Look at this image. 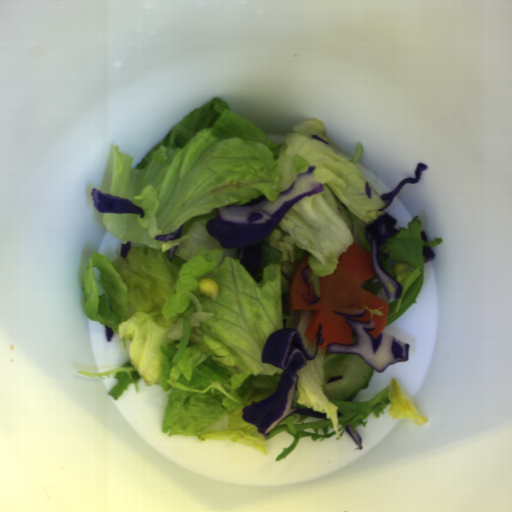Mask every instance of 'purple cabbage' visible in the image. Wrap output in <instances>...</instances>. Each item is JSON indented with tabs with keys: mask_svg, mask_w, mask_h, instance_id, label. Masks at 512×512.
Returning a JSON list of instances; mask_svg holds the SVG:
<instances>
[{
	"mask_svg": "<svg viewBox=\"0 0 512 512\" xmlns=\"http://www.w3.org/2000/svg\"><path fill=\"white\" fill-rule=\"evenodd\" d=\"M315 167L308 165L307 170L297 173L275 201L258 195L245 205L216 208L215 215L207 220L208 236L217 239L221 247L238 248L237 259L250 277L259 273L263 244L284 216L305 197L323 193V184L313 175Z\"/></svg>",
	"mask_w": 512,
	"mask_h": 512,
	"instance_id": "1",
	"label": "purple cabbage"
},
{
	"mask_svg": "<svg viewBox=\"0 0 512 512\" xmlns=\"http://www.w3.org/2000/svg\"><path fill=\"white\" fill-rule=\"evenodd\" d=\"M317 310H298L297 329L288 328L284 318V329L271 331L261 350V362L281 368V379L272 394L261 401L243 408L244 421L256 426L265 437L291 414L324 417L310 409H297L293 406L299 376L297 371L313 360L319 345L324 343L323 328L319 322L315 338L316 345L306 336L307 327Z\"/></svg>",
	"mask_w": 512,
	"mask_h": 512,
	"instance_id": "2",
	"label": "purple cabbage"
},
{
	"mask_svg": "<svg viewBox=\"0 0 512 512\" xmlns=\"http://www.w3.org/2000/svg\"><path fill=\"white\" fill-rule=\"evenodd\" d=\"M367 310L360 315H343L333 312L342 317L347 326L352 330L351 344H327L325 354L330 353H352L361 356L372 369L383 373L391 365L408 361L410 346L408 342L397 339L389 333L381 332L376 338L369 332L375 329L372 321L359 322L352 319H361Z\"/></svg>",
	"mask_w": 512,
	"mask_h": 512,
	"instance_id": "3",
	"label": "purple cabbage"
},
{
	"mask_svg": "<svg viewBox=\"0 0 512 512\" xmlns=\"http://www.w3.org/2000/svg\"><path fill=\"white\" fill-rule=\"evenodd\" d=\"M397 220L389 213L381 215L376 221L365 227V236L371 244L373 268L380 286L387 295L388 307L402 297V286L383 267L381 257L388 259L390 253L381 245L390 237L400 233L395 229Z\"/></svg>",
	"mask_w": 512,
	"mask_h": 512,
	"instance_id": "4",
	"label": "purple cabbage"
},
{
	"mask_svg": "<svg viewBox=\"0 0 512 512\" xmlns=\"http://www.w3.org/2000/svg\"><path fill=\"white\" fill-rule=\"evenodd\" d=\"M90 195L96 211L100 213L139 214L142 219L145 216L144 208L128 198L108 194L94 188L91 190Z\"/></svg>",
	"mask_w": 512,
	"mask_h": 512,
	"instance_id": "5",
	"label": "purple cabbage"
},
{
	"mask_svg": "<svg viewBox=\"0 0 512 512\" xmlns=\"http://www.w3.org/2000/svg\"><path fill=\"white\" fill-rule=\"evenodd\" d=\"M428 167V165H426L425 163L423 162H419L416 170H415V177L414 178H405L403 180H401L394 189H392L391 191L385 193V194H381V198L383 199V201L386 203V207L385 208H382V209H378V212H381V211H384L385 209H387L393 202V199L394 197L396 196L397 192L399 190H401L403 188V186L405 184H417L421 178V174L422 172H424Z\"/></svg>",
	"mask_w": 512,
	"mask_h": 512,
	"instance_id": "6",
	"label": "purple cabbage"
},
{
	"mask_svg": "<svg viewBox=\"0 0 512 512\" xmlns=\"http://www.w3.org/2000/svg\"><path fill=\"white\" fill-rule=\"evenodd\" d=\"M182 230H183V224L180 225L175 230H172V231L166 232V233L155 234L153 237H154V239H157V240L167 243L171 240L178 239L179 237H181Z\"/></svg>",
	"mask_w": 512,
	"mask_h": 512,
	"instance_id": "7",
	"label": "purple cabbage"
},
{
	"mask_svg": "<svg viewBox=\"0 0 512 512\" xmlns=\"http://www.w3.org/2000/svg\"><path fill=\"white\" fill-rule=\"evenodd\" d=\"M345 430L349 434V436L356 442V444H357L356 450H362L364 448V446H363V438L361 437V435L350 424L345 425Z\"/></svg>",
	"mask_w": 512,
	"mask_h": 512,
	"instance_id": "8",
	"label": "purple cabbage"
},
{
	"mask_svg": "<svg viewBox=\"0 0 512 512\" xmlns=\"http://www.w3.org/2000/svg\"><path fill=\"white\" fill-rule=\"evenodd\" d=\"M422 255L425 257L424 263L434 260L436 257L435 253L427 246H423Z\"/></svg>",
	"mask_w": 512,
	"mask_h": 512,
	"instance_id": "9",
	"label": "purple cabbage"
},
{
	"mask_svg": "<svg viewBox=\"0 0 512 512\" xmlns=\"http://www.w3.org/2000/svg\"><path fill=\"white\" fill-rule=\"evenodd\" d=\"M131 249H132V246H131V243H130L129 240L126 243H121V245H120V256H121V258H126L127 259L128 252Z\"/></svg>",
	"mask_w": 512,
	"mask_h": 512,
	"instance_id": "10",
	"label": "purple cabbage"
},
{
	"mask_svg": "<svg viewBox=\"0 0 512 512\" xmlns=\"http://www.w3.org/2000/svg\"><path fill=\"white\" fill-rule=\"evenodd\" d=\"M104 330H105V335H106V342L112 341L114 338V336H113V334L115 332L114 329L105 325Z\"/></svg>",
	"mask_w": 512,
	"mask_h": 512,
	"instance_id": "11",
	"label": "purple cabbage"
},
{
	"mask_svg": "<svg viewBox=\"0 0 512 512\" xmlns=\"http://www.w3.org/2000/svg\"><path fill=\"white\" fill-rule=\"evenodd\" d=\"M179 246H172L171 248H169L167 250V257H168V261H172L174 256H175V252L176 250L178 249Z\"/></svg>",
	"mask_w": 512,
	"mask_h": 512,
	"instance_id": "12",
	"label": "purple cabbage"
},
{
	"mask_svg": "<svg viewBox=\"0 0 512 512\" xmlns=\"http://www.w3.org/2000/svg\"><path fill=\"white\" fill-rule=\"evenodd\" d=\"M309 268H310V266L308 264L303 270H301V274H302V276L304 278V281H305V283L307 285V289L311 288V286H310V284H309V282L307 280V269H309Z\"/></svg>",
	"mask_w": 512,
	"mask_h": 512,
	"instance_id": "13",
	"label": "purple cabbage"
},
{
	"mask_svg": "<svg viewBox=\"0 0 512 512\" xmlns=\"http://www.w3.org/2000/svg\"><path fill=\"white\" fill-rule=\"evenodd\" d=\"M344 375H335V376H330L329 378V383H332V382H335V381H339V380H342Z\"/></svg>",
	"mask_w": 512,
	"mask_h": 512,
	"instance_id": "14",
	"label": "purple cabbage"
},
{
	"mask_svg": "<svg viewBox=\"0 0 512 512\" xmlns=\"http://www.w3.org/2000/svg\"><path fill=\"white\" fill-rule=\"evenodd\" d=\"M365 194L371 200V198H372V196H371V189H370V186L367 183V181L365 182Z\"/></svg>",
	"mask_w": 512,
	"mask_h": 512,
	"instance_id": "15",
	"label": "purple cabbage"
},
{
	"mask_svg": "<svg viewBox=\"0 0 512 512\" xmlns=\"http://www.w3.org/2000/svg\"><path fill=\"white\" fill-rule=\"evenodd\" d=\"M311 137L317 139L318 141L322 142L323 144H325L327 146V142H325L322 138H320L318 135H312Z\"/></svg>",
	"mask_w": 512,
	"mask_h": 512,
	"instance_id": "16",
	"label": "purple cabbage"
},
{
	"mask_svg": "<svg viewBox=\"0 0 512 512\" xmlns=\"http://www.w3.org/2000/svg\"><path fill=\"white\" fill-rule=\"evenodd\" d=\"M420 236H421V240H423V241H427V236H426L425 231H423V230H422V231H420Z\"/></svg>",
	"mask_w": 512,
	"mask_h": 512,
	"instance_id": "17",
	"label": "purple cabbage"
}]
</instances>
